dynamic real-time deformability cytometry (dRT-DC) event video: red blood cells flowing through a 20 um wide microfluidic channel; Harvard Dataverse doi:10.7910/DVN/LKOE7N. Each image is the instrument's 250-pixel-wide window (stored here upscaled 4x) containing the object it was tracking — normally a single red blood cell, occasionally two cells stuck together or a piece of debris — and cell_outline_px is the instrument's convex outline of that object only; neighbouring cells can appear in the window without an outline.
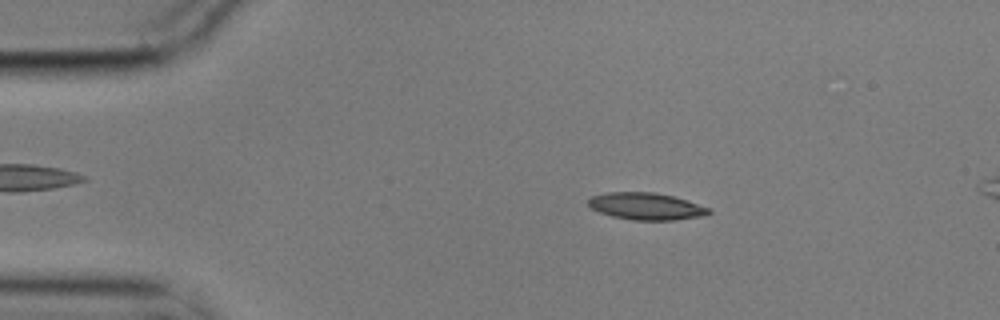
{"species": "common noctule bat (a hibernating species)", "species_latin": "Nyctalus noctula", "temperature_condition": "cold", "stored_images_in_passage": 5, "camera_frame_rate_fps": 3000, "um_per_image_px": 0.085, "animal": {"sex": "male", "body_mass_g": 17.9}, "frame": {"image": 1, "passage_image": 3, "time_ms": 0.667, "image_size_px": [1000, 320], "cell_outline_px": [[712, 212], [700, 216], [672, 220], [632, 220], [612, 216], [600, 212], [592, 208], [588, 204], [588, 200], [592, 196], [608, 192], [656, 192], [672, 196], [712, 208]], "centroid_in_image_um": [54.92, 17.53], "position_along_channel_um": 30.1, "area_um2": 18.84}}